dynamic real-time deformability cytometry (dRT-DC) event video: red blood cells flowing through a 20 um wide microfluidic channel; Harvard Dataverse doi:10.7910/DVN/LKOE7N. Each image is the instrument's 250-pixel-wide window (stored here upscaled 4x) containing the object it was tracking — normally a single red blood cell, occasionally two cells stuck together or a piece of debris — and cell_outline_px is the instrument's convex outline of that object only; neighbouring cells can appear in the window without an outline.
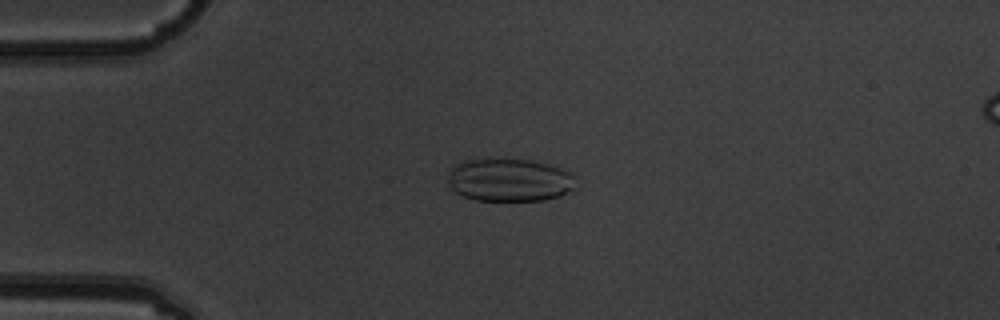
{"species": "common noctule bat (a hibernating species)", "species_latin": "Nyctalus noctula", "temperature_condition": "warm", "stored_images_in_passage": 4, "camera_frame_rate_fps": 3000, "um_per_image_px": 0.085, "animal": {"sex": "male", "body_mass_g": 19.5, "forearm_length_mm": 54.6}, "frame": {"image": 1, "passage_image": 3, "time_ms": 0.667, "image_size_px": [1000, 320], "cell_outline_px": [[576, 188], [572, 192], [560, 196], [544, 200], [476, 200], [464, 196], [456, 192], [448, 184], [448, 172], [452, 164], [464, 160], [488, 156], [532, 160], [552, 164], [564, 168], [572, 172], [576, 176]], "centroid_in_image_um": [43.33, 15.24], "position_along_channel_um": 41.7, "area_um2": 33.52}}